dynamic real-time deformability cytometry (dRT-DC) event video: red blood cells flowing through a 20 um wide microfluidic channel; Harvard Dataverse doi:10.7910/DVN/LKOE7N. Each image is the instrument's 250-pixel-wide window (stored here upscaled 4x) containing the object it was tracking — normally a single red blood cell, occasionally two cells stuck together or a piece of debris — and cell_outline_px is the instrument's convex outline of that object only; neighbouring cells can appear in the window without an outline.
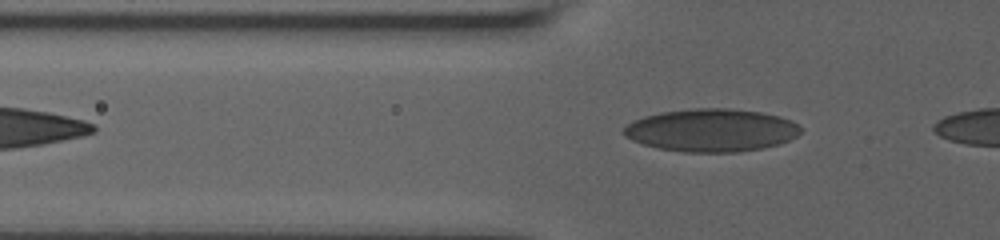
{"species": "human", "species_latin": "Homo sapiens", "temperature_condition": "room temperature", "stored_images_in_passage": 4, "camera_frame_rate_fps": 3000, "um_per_image_px": 0.085, "donor": {"sex": "male"}, "frame": {"image": 1, "passage_image": 2, "time_ms": 0.333, "image_size_px": [1000, 240], "cell_outline_px": [[800, 132], [796, 136], [780, 144], [740, 152], [684, 152], [660, 148], [644, 144], [632, 140], [624, 136], [620, 132], [632, 120], [644, 116], [660, 112], [696, 108], [728, 108], [760, 112], [780, 116], [792, 120], [800, 128]], "centroid_in_image_um": [60.44, 11.06], "position_along_channel_um": 65.4, "area_um2": 44.16}}